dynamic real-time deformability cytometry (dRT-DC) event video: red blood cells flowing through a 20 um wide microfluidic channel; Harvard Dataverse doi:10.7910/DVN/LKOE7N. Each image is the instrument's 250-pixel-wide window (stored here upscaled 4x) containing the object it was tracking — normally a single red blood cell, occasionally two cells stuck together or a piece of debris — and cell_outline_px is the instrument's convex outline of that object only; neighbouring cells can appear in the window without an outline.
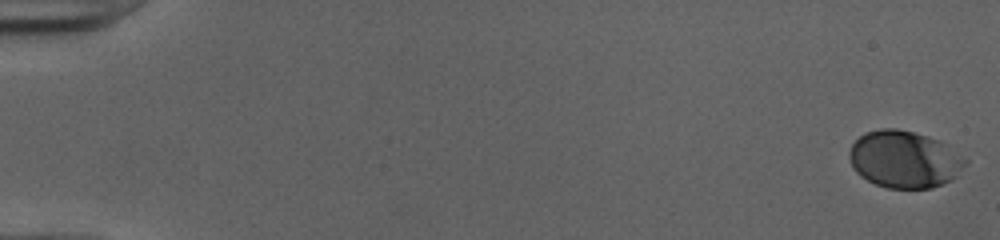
{"species": "human", "species_latin": "Homo sapiens", "temperature_condition": "cold", "stored_images_in_passage": 52, "camera_frame_rate_fps": 3000, "um_per_image_px": 0.085, "donor": {"sex": "female"}, "frame": {"image": 1, "passage_image": 1, "time_ms": 0.0, "image_size_px": [1000, 240], "cell_outline_px": [[968, 164], [952, 180], [932, 188], [888, 188], [876, 184], [860, 176], [852, 168], [848, 156], [848, 152], [852, 144], [864, 132], [880, 128], [896, 128], [928, 136], [940, 140], [968, 160]], "centroid_in_image_um": [76.87, 13.54], "position_along_channel_um": 8.1, "area_um2": 38.9}}
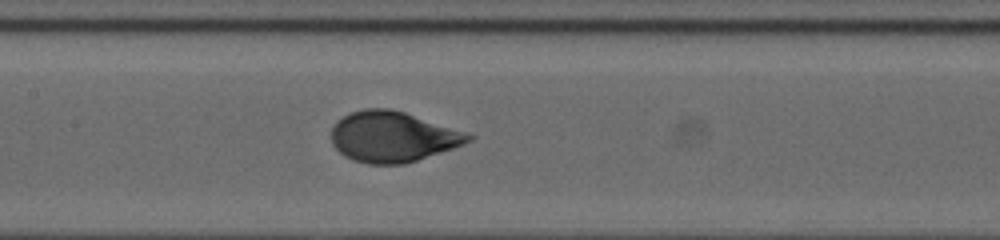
{"frame": {"image": 2, "passage_image": 27, "time_ms": 8.667, "image_size_px": [1000, 240], "cell_outline_px": [[476, 136], [472, 140], [452, 148], [404, 164], [368, 164], [352, 160], [344, 156], [332, 144], [332, 128], [336, 120], [352, 112], [364, 108], [392, 108]], "centroid_in_image_um": [33.33, 11.62], "position_along_channel_um": 174.1, "area_um2": 40.0}}
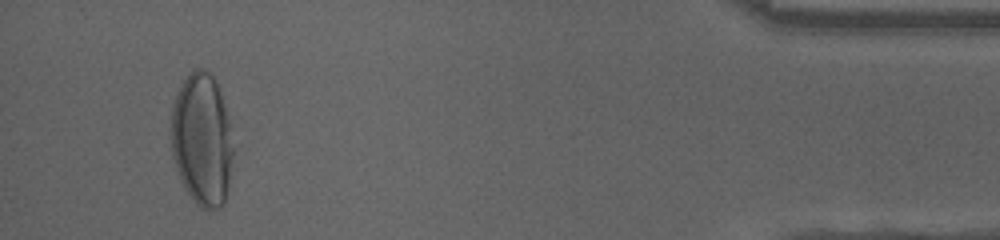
{"frame": {"image": 3, "passage_image": 50, "time_ms": 16.333, "image_size_px": [1000, 240], "cell_outline_px": [[236, 148], [228, 188], [224, 204], [220, 208], [208, 212], [200, 208], [196, 204], [184, 188], [180, 180], [172, 156], [172, 104], [188, 72], [196, 68], [204, 68], [216, 80], [224, 104]], "centroid_in_image_um": [17.21, 11.93], "position_along_channel_um": 418.0, "area_um2": 48.84}, "authors_computed_cell_mechanics": {"area_um2": 40.0554, "velocity_mm_per_s": 3.9785, "shape_relaxation_time_tau1_ms": 3.5206, "shape_relaxation_time_tau2_ms": null, "deformation_change_tau1": 0.1675, "deformation_change_tau2": null}}